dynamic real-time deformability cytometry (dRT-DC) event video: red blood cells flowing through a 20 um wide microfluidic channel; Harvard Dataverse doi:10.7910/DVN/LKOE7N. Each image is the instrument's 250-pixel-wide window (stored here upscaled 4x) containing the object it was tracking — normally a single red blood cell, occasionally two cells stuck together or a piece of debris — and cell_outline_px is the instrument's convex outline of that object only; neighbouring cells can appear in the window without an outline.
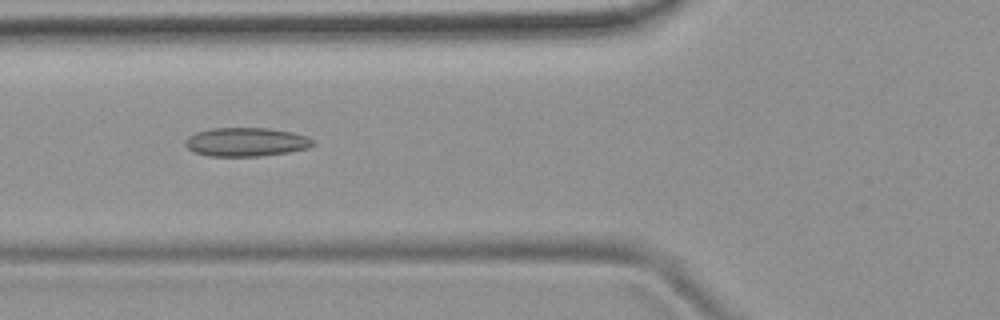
{"species": "common noctule bat (a hibernating species)", "species_latin": "Nyctalus noctula", "temperature_condition": "room temperature", "stored_images_in_passage": 53, "camera_frame_rate_fps": 3000, "um_per_image_px": 0.085, "animal": {"sex": "female", "body_mass_g": 19.9}, "frame": {"image": 1, "passage_image": 19, "time_ms": 6.0, "image_size_px": [1000, 320], "cell_outline_px": [[316, 144], [308, 148], [288, 152], [260, 156], [208, 156], [192, 152], [184, 144], [188, 136], [196, 132], [212, 128], [268, 128], [292, 132], [308, 136]], "centroid_in_image_um": [20.91, 12.07], "position_along_channel_um": 104.9, "area_um2": 21.5}}
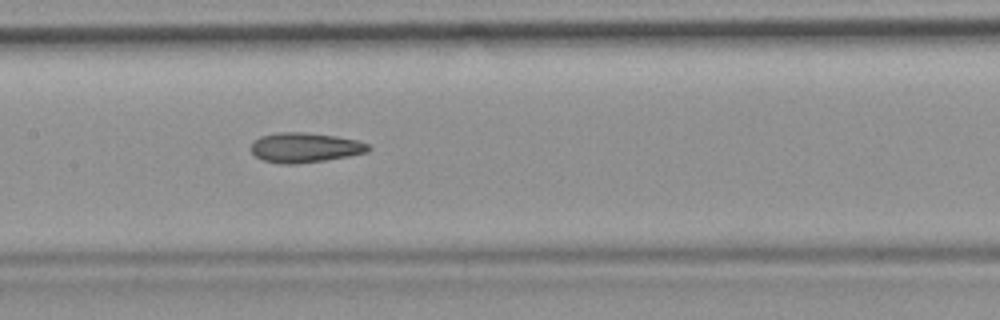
{"frame": {"image": 2, "passage_image": 25, "time_ms": 8.0, "image_size_px": [1000, 320], "cell_outline_px": [[372, 148], [368, 152], [348, 156], [324, 160], [296, 164], [280, 164], [264, 160], [256, 156], [252, 152], [252, 144], [260, 136], [280, 132], [304, 132], [336, 136], [356, 140], [368, 144]], "centroid_in_image_um": [25.94, 12.54], "position_along_channel_um": 181.5, "area_um2": 20.23}}
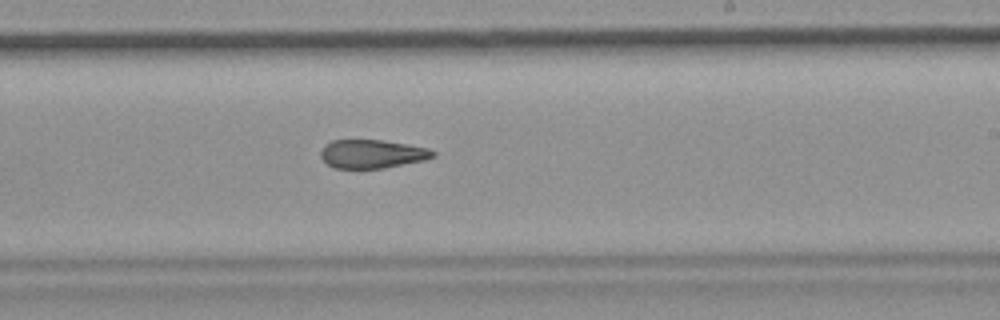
{"frame": {"image": 3, "passage_image": 31, "time_ms": 10.0, "image_size_px": [1000, 320], "cell_outline_px": [[436, 156], [424, 160], [384, 168], [332, 168], [320, 156], [320, 152], [324, 144], [332, 140], [384, 140], [408, 144], [428, 148], [436, 152]], "centroid_in_image_um": [31.63, 13.07], "position_along_channel_um": 257.4, "area_um2": 18.79}, "authors_computed_cell_mechanics": {"area_um2": 20.3456, "velocity_mm_per_s": 3.8284, "shape_relaxation_time_tau1_ms": null, "shape_relaxation_time_tau2_ms": 5.1975, "deformation_change_tau1": null, "deformation_change_tau2": 0.142}}